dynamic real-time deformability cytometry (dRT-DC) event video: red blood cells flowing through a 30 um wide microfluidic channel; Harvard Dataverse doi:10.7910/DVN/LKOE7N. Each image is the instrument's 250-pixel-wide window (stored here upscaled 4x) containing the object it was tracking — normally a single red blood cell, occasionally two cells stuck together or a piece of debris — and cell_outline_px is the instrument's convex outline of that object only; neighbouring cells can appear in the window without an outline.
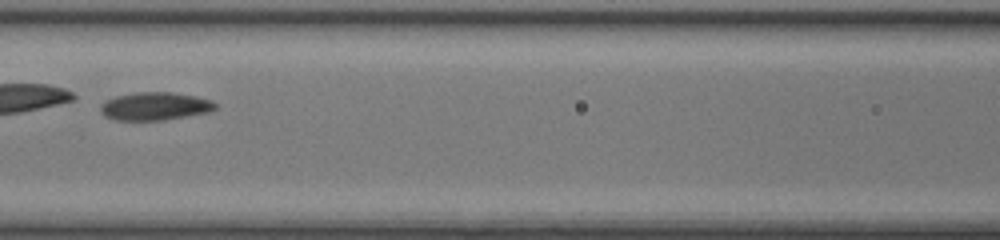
{"species": "common noctule bat (a hibernating species)", "species_latin": "Nyctalus noctula", "temperature_condition": "room temperature", "stored_images_in_passage": 39, "camera_frame_rate_fps": 3000, "um_per_image_px": 0.085, "animal": {"sex": "female", "body_mass_g": 17.0, "forearm_length_mm": 48.0}, "frame": {"image": 1, "passage_image": 12, "time_ms": 3.667, "image_size_px": [1000, 240], "cell_outline_px": [[216, 108], [212, 112], [164, 120], [112, 120], [104, 116], [100, 112], [100, 104], [104, 100], [116, 96], [136, 92], [172, 92], [196, 96], [212, 100], [216, 104]], "centroid_in_image_um": [13.16, 9.03], "position_along_channel_um": 153.4, "area_um2": 19.07}, "authors_computed_cell_mechanics": {"area_um2": 19.7098, "velocity_mm_per_s": 4.1959, "shape_relaxation_time_tau1_ms": null, "shape_relaxation_time_tau2_ms": 1.8905, "deformation_change_tau1": null, "deformation_change_tau2": 0.0654}}